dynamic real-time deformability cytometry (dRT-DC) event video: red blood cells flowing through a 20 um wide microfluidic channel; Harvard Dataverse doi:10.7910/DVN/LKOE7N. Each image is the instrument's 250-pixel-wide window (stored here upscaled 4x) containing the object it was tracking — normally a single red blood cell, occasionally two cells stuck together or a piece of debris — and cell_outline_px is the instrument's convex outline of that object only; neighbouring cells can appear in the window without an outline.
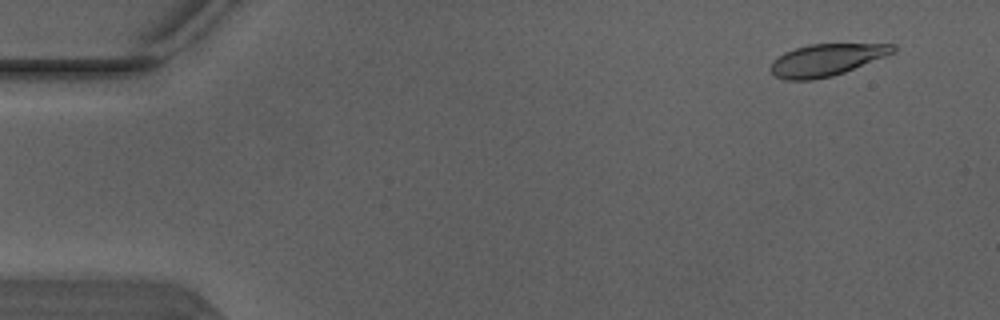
{"species": "Egyptian fruit bat (a non-hibernating species)", "species_latin": "Rousettus aegyptiacus", "temperature_condition": "warm", "stored_images_in_passage": 4, "camera_frame_rate_fps": 3000, "um_per_image_px": 0.085, "animal": {"sex": "male"}, "frame": {"image": 1, "passage_image": 2, "time_ms": 0.333, "image_size_px": [1000, 320], "cell_outline_px": [[896, 52], [844, 72], [832, 76], [812, 80], [784, 80], [776, 76], [768, 68], [772, 60], [784, 52], [808, 44], [896, 44]], "centroid_in_image_um": [70.21, 5.09], "position_along_channel_um": 14.8, "area_um2": 22.83}}